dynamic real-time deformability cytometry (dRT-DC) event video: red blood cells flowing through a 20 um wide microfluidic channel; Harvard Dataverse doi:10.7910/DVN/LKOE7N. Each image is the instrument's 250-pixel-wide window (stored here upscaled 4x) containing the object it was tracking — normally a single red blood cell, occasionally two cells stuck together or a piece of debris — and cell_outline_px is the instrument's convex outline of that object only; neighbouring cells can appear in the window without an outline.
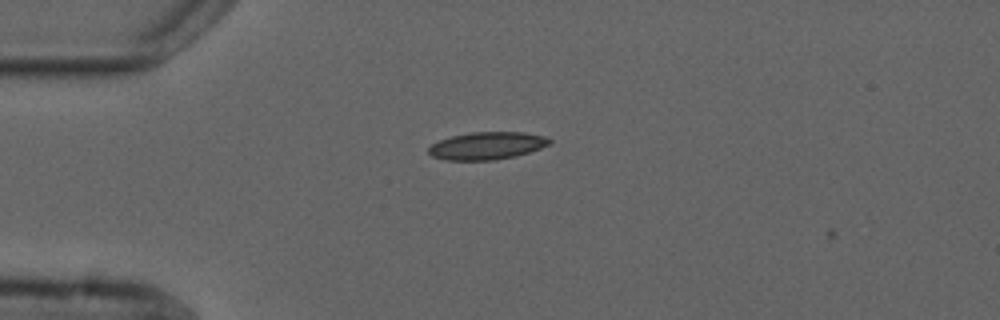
{"species": "common noctule bat (a hibernating species)", "species_latin": "Nyctalus noctula", "temperature_condition": "cold", "stored_images_in_passage": 3, "camera_frame_rate_fps": 3000, "um_per_image_px": 0.085, "animal": {"sex": "male", "forearm_length_mm": 52.5}, "frame": {"image": 1, "passage_image": 2, "time_ms": 1.0, "image_size_px": [1000, 320], "cell_outline_px": [[552, 140], [548, 144], [540, 148], [516, 156], [496, 160], [444, 160], [432, 156], [428, 152], [428, 148], [432, 144], [440, 140], [452, 136], [472, 132], [524, 132], [544, 136]], "centroid_in_image_um": [41.38, 12.39], "position_along_channel_um": 43.6, "area_um2": 19.31}}